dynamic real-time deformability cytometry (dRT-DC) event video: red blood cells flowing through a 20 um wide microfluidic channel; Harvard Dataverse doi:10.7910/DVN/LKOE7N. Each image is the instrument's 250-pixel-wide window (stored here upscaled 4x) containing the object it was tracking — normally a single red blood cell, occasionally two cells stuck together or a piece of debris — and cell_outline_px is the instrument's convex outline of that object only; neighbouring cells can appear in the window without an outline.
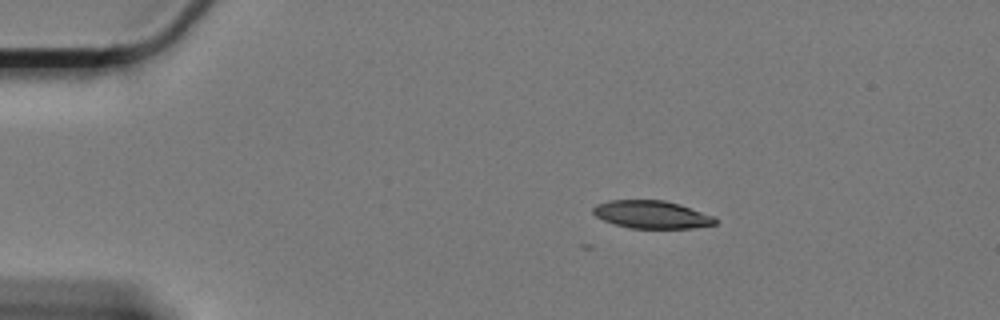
{"species": "Egyptian fruit bat (a non-hibernating species)", "species_latin": "Rousettus aegyptiacus", "temperature_condition": "cold", "stored_images_in_passage": 5, "camera_frame_rate_fps": 3000, "um_per_image_px": 0.085, "animal": {"sex": "female"}, "frame": {"image": 1, "passage_image": 1, "time_ms": 0.0, "image_size_px": [1000, 320], "cell_outline_px": [[716, 224], [692, 228], [632, 228], [616, 224], [604, 220], [596, 216], [592, 212], [592, 208], [596, 204], [608, 200], [664, 200], [680, 204], [712, 216], [716, 220]], "centroid_in_image_um": [55.36, 18.22], "position_along_channel_um": 29.6, "area_um2": 19.59}}